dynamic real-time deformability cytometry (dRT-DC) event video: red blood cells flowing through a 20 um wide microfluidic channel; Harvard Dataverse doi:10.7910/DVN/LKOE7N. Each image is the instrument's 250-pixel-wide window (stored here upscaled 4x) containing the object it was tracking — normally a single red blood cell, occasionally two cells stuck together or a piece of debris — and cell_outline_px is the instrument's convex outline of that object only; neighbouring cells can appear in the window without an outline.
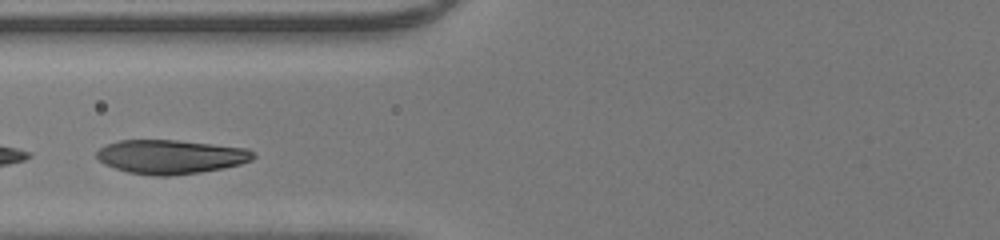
{"species": "human", "species_latin": "Homo sapiens", "temperature_condition": "room temperature", "stored_images_in_passage": 28, "camera_frame_rate_fps": 3000, "um_per_image_px": 0.085, "donor": {"sex": "male"}, "frame": {"image": 1, "passage_image": 7, "time_ms": 2.0, "image_size_px": [1000, 240], "cell_outline_px": [[256, 156], [252, 160], [240, 164], [224, 168], [200, 172], [172, 176], [156, 176], [128, 172], [104, 164], [96, 156], [96, 152], [100, 148], [108, 144], [120, 140], [176, 140], [248, 148], [256, 152]], "centroid_in_image_um": [14.55, 13.32], "position_along_channel_um": 111.2, "area_um2": 31.1}}
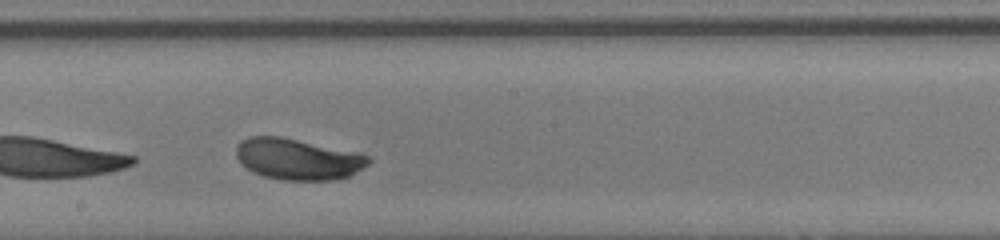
{"frame": {"image": 2, "passage_image": 15, "time_ms": 4.667, "image_size_px": [1000, 240], "cell_outline_px": [[372, 160], [368, 164], [352, 176], [336, 180], [280, 180], [264, 176], [252, 172], [240, 164], [236, 156], [236, 144], [240, 140], [248, 136], [280, 136], [360, 152], [368, 156]], "centroid_in_image_um": [25.31, 13.52], "position_along_channel_um": 222.9, "area_um2": 32.37}}
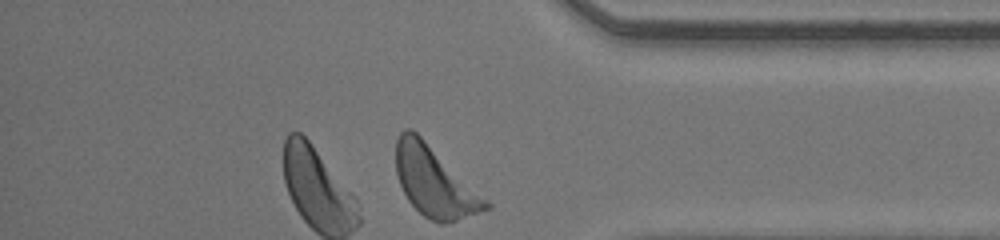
{"frame": {"image": 3, "passage_image": 28, "time_ms": 9.0, "image_size_px": [1000, 240], "cell_outline_px": [[492, 208], [444, 224], [440, 224], [424, 216], [408, 200], [400, 184], [396, 172], [396, 140], [400, 132], [404, 128], [412, 128], [488, 200], [492, 204]], "centroid_in_image_um": [36.93, 15.45], "position_along_channel_um": 398.3, "area_um2": 36.13}, "authors_computed_cell_mechanics": {"area_um2": 31.8478, "velocity_mm_per_s": 4.2037, "shape_relaxation_time_tau1_ms": 1.7173, "shape_relaxation_time_tau2_ms": null, "deformation_change_tau1": 0.1365, "deformation_change_tau2": null}}